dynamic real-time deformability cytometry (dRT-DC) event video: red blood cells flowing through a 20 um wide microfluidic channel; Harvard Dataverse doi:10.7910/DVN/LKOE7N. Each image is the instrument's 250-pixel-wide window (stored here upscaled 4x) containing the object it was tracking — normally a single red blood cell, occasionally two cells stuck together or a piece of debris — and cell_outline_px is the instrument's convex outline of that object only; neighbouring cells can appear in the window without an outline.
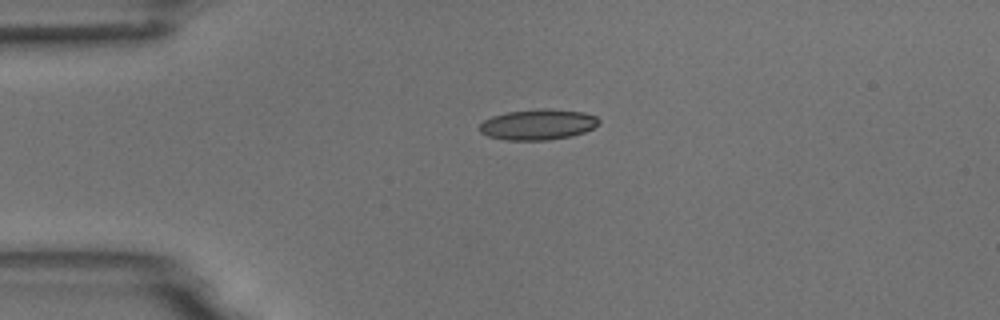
{"species": "common noctule bat (a hibernating species)", "species_latin": "Nyctalus noctula", "temperature_condition": "room temperature", "stored_images_in_passage": 2, "camera_frame_rate_fps": 3000, "um_per_image_px": 0.085, "animal": {"sex": "male", "body_mass_g": 18.8}, "frame": {"image": 1, "passage_image": 1, "time_ms": 0.0, "image_size_px": [1000, 320], "cell_outline_px": [[600, 124], [584, 132], [572, 136], [548, 140], [504, 140], [488, 136], [480, 132], [480, 124], [484, 120], [492, 116], [508, 112], [540, 108], [548, 108], [584, 112], [596, 116], [600, 120]], "centroid_in_image_um": [45.74, 10.58], "position_along_channel_um": 39.3, "area_um2": 21.44}}